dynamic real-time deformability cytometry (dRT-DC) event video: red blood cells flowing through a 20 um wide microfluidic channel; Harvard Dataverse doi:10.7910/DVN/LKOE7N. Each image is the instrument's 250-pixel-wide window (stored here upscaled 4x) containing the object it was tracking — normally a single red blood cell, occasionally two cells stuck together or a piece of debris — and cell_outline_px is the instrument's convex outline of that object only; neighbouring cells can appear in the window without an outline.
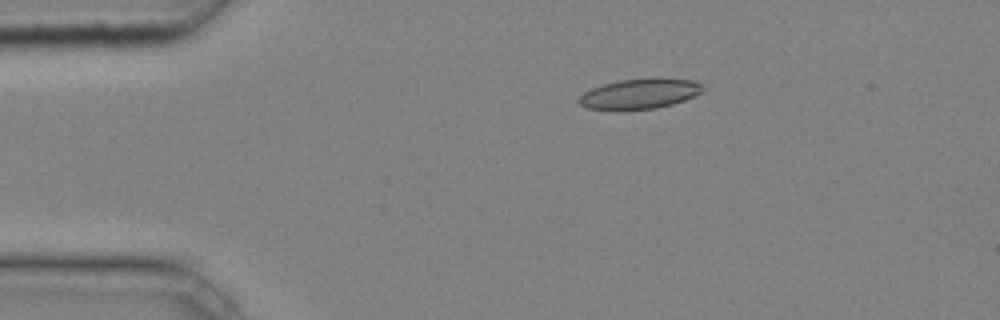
{"species": "common noctule bat (a hibernating species)", "species_latin": "Nyctalus noctula", "temperature_condition": "cold", "stored_images_in_passage": 5, "camera_frame_rate_fps": 3000, "um_per_image_px": 0.085, "animal": {"sex": "male", "body_mass_g": 20.4}, "frame": {"image": 1, "passage_image": 5, "time_ms": 1.333, "image_size_px": [1000, 320], "cell_outline_px": [[704, 92], [684, 100], [672, 104], [656, 108], [588, 108], [580, 104], [576, 100], [584, 92], [592, 88], [604, 84], [620, 80], [696, 80], [704, 84]], "centroid_in_image_um": [54.42, 7.97], "position_along_channel_um": 30.6, "area_um2": 20.75}}